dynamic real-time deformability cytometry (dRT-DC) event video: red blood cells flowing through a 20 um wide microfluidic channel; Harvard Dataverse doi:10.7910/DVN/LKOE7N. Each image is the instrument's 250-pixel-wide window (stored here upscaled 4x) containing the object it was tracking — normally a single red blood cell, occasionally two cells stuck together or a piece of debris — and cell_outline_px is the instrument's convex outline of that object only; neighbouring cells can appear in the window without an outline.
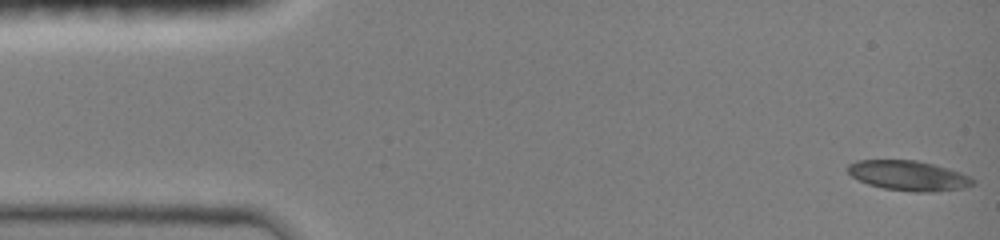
{"species": "common noctule bat (a hibernating species)", "species_latin": "Nyctalus noctula", "temperature_condition": "room temperature", "stored_images_in_passage": 11, "camera_frame_rate_fps": 3000, "um_per_image_px": 0.085, "animal": {"sex": "female", "body_mass_g": 19.0, "forearm_length_mm": 51.5}, "frame": {"image": 1, "passage_image": 1, "time_ms": 0.0, "image_size_px": [1000, 240], "cell_outline_px": [[976, 184], [964, 188], [932, 192], [916, 192], [884, 188], [868, 184], [852, 176], [848, 172], [848, 164], [856, 160], [916, 160], [948, 168], [972, 176], [976, 180]], "centroid_in_image_um": [77.28, 14.93], "position_along_channel_um": 7.7, "area_um2": 21.91}}